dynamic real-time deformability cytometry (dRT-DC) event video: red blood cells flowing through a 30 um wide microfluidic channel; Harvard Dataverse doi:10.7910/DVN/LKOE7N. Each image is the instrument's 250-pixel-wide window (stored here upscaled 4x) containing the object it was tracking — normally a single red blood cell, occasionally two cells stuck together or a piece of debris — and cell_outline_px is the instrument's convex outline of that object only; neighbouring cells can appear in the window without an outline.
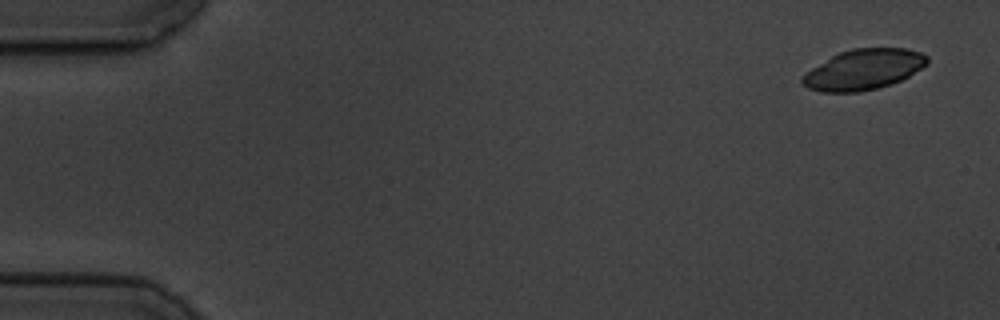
{"species": "common noctule bat (a hibernating species)", "species_latin": "Nyctalus noctula", "temperature_condition": "cold", "stored_images_in_passage": 5, "camera_frame_rate_fps": 3000, "um_per_image_px": 0.085, "animal": {"sex": "male", "body_mass_g": 19.5, "forearm_length_mm": 54.6}, "frame": {"image": 1, "passage_image": 1, "time_ms": 0.0, "image_size_px": [1000, 320], "cell_outline_px": [[928, 64], [908, 76], [892, 84], [876, 88], [856, 92], [820, 92], [808, 88], [800, 80], [800, 76], [812, 68], [832, 56], [840, 52], [852, 48], [908, 48], [920, 52], [928, 56]], "centroid_in_image_um": [73.4, 5.9], "position_along_channel_um": 11.6, "area_um2": 29.36}}